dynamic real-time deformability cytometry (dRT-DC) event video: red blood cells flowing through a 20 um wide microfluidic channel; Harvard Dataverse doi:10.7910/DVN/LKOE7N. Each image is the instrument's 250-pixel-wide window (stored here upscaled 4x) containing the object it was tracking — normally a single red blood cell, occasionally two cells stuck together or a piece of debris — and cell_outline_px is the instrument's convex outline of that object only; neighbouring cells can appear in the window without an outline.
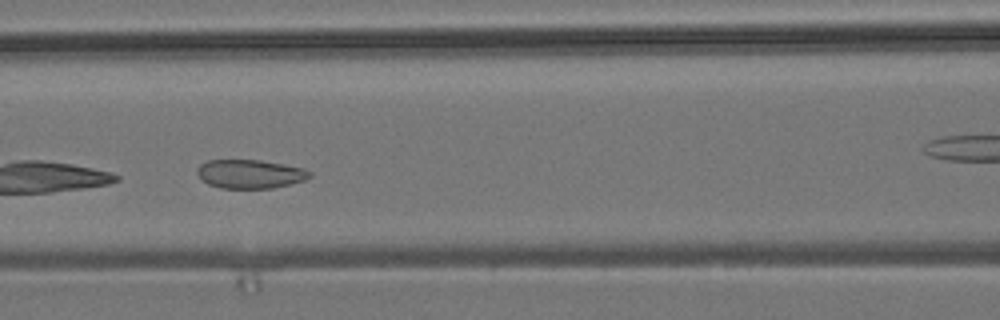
{"species": "common noctule bat (a hibernating species)", "species_latin": "Nyctalus noctula", "temperature_condition": "room temperature", "stored_images_in_passage": 10, "camera_frame_rate_fps": 3000, "um_per_image_px": 0.085, "animal": {"sex": "male", "body_mass_g": 19.2, "forearm_length_mm": 51.8}, "frame": {"image": 1, "passage_image": 6, "time_ms": 6.0, "image_size_px": [1000, 320], "cell_outline_px": [[312, 176], [304, 180], [292, 184], [272, 188], [220, 188], [208, 184], [200, 180], [196, 172], [196, 168], [200, 164], [208, 160], [260, 160], [284, 164], [304, 168], [312, 172]], "centroid_in_image_um": [21.24, 14.79], "position_along_channel_um": 145.4, "area_um2": 19.13}}
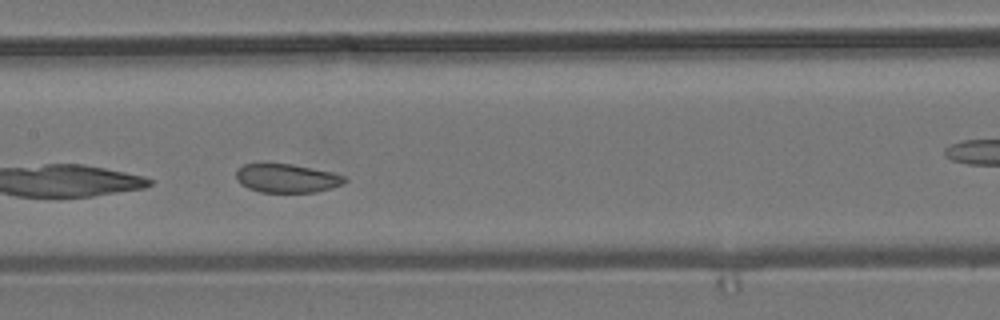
{"frame": {"image": 2, "passage_image": 7, "time_ms": 7.0, "image_size_px": [1000, 320], "cell_outline_px": [[348, 180], [344, 184], [332, 188], [316, 192], [260, 192], [248, 188], [240, 184], [236, 180], [236, 172], [244, 164], [264, 160], [292, 164], [332, 172], [344, 176]], "centroid_in_image_um": [24.34, 15.11], "position_along_channel_um": 183.1, "area_um2": 18.84}}